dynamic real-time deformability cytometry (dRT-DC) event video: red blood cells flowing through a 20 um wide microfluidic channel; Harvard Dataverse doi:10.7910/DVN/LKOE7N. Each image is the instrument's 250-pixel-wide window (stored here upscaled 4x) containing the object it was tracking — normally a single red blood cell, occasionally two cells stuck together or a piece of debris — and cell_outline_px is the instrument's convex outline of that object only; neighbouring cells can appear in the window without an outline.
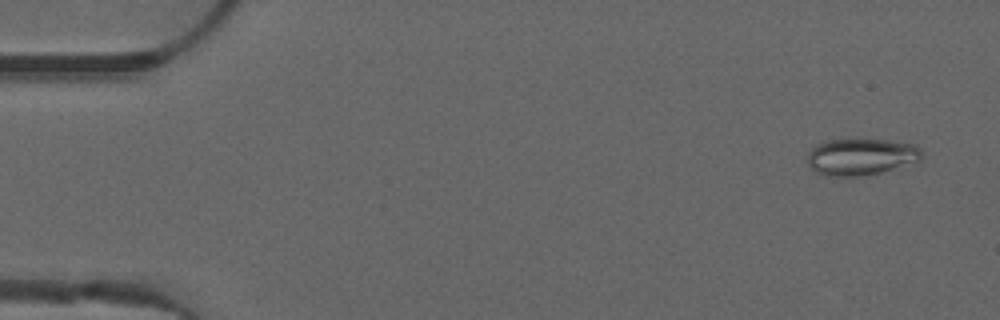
{"species": "common noctule bat (a hibernating species)", "species_latin": "Nyctalus noctula", "temperature_condition": "warm", "stored_images_in_passage": 51, "camera_frame_rate_fps": 3000, "um_per_image_px": 0.085, "animal": {"sex": "male", "forearm_length_mm": 52.5}, "frame": {"image": 1, "passage_image": 3, "time_ms": 0.667, "image_size_px": [1000, 320], "cell_outline_px": [[920, 160], [880, 172], [860, 176], [824, 176], [816, 172], [808, 164], [808, 152], [816, 144], [824, 140], [848, 136], [888, 140], [916, 144], [920, 148]], "centroid_in_image_um": [73.12, 13.26], "position_along_channel_um": 11.9, "area_um2": 25.14}}
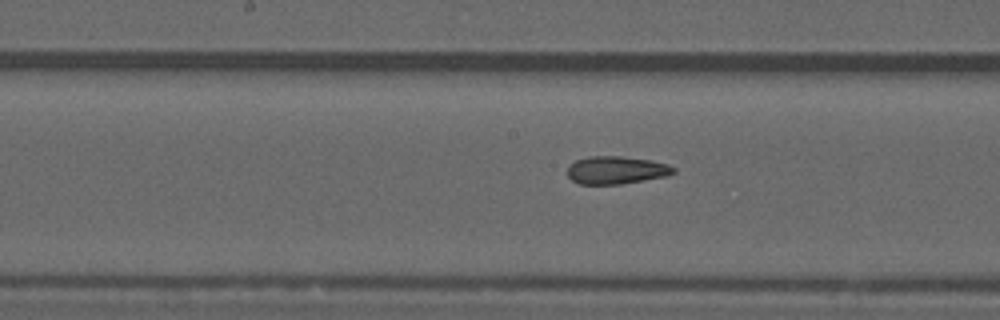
{"frame": {"image": 2, "passage_image": 26, "time_ms": 8.333, "image_size_px": [1000, 320], "cell_outline_px": [[676, 172], [668, 176], [620, 184], [580, 184], [572, 180], [568, 176], [568, 164], [576, 160], [588, 156], [620, 156], [648, 160], [668, 164], [676, 168]], "centroid_in_image_um": [52.38, 14.46], "position_along_channel_um": 195.8, "area_um2": 17.22}}
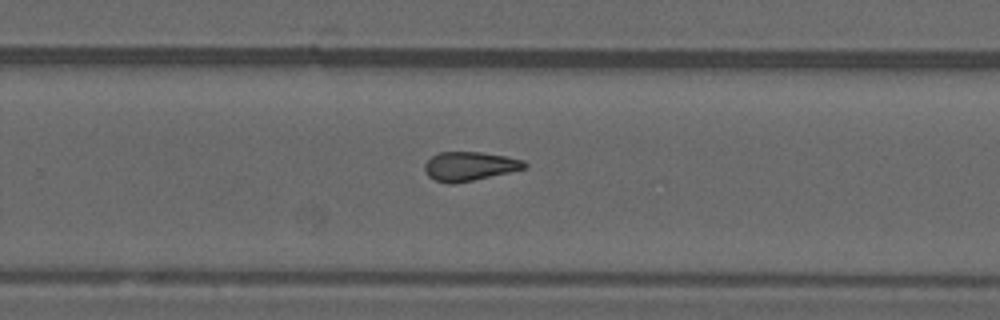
{"frame": {"image": 3, "passage_image": 33, "time_ms": 10.667, "image_size_px": [1000, 320], "cell_outline_px": [[528, 168], [472, 180], [452, 184], [448, 184], [436, 180], [428, 176], [424, 168], [424, 164], [432, 156], [440, 152], [480, 152], [508, 156], [524, 160], [528, 164]], "centroid_in_image_um": [39.94, 14.12], "position_along_channel_um": 289.9, "area_um2": 16.88}, "authors_computed_cell_mechanics": {"area_um2": 17.2244, "velocity_mm_per_s": 4.0458, "shape_relaxation_time_tau1_ms": null, "shape_relaxation_time_tau2_ms": 3.3249, "deformation_change_tau1": null, "deformation_change_tau2": 0.1227}}